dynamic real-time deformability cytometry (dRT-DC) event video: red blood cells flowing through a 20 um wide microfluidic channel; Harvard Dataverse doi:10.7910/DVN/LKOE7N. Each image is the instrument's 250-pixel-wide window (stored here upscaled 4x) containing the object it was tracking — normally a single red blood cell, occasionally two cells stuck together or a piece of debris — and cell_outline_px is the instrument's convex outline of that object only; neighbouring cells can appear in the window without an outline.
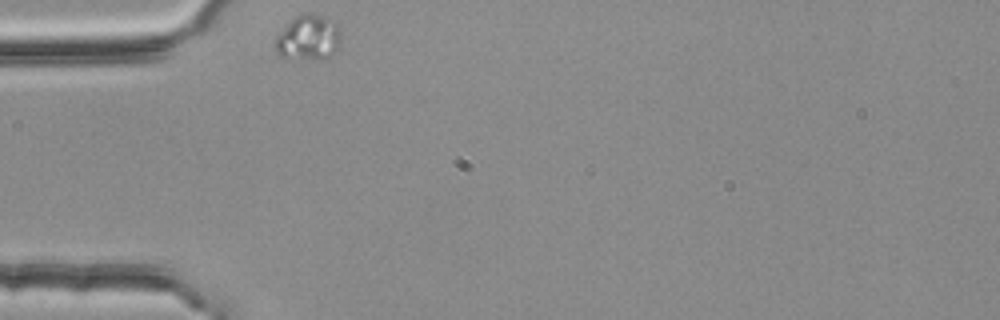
{"species": "common noctule bat (a hibernating species)", "species_latin": "Nyctalus noctula", "temperature_condition": "room temperature", "stored_images_in_passage": 34, "camera_frame_rate_fps": 3000, "um_per_image_px": 0.085, "animal": {"sex": "female", "body_mass_g": 25.1}, "frame": {"image": 1, "passage_image": 1, "time_ms": 0.0, "image_size_px": [1000, 320], "cell_outline_px": [[340, 48], [324, 60], [280, 56], [276, 52], [276, 36], [300, 12], [312, 12], [328, 16], [340, 20]], "centroid_in_image_um": [26.31, 3.14], "position_along_channel_um": 58.7, "area_um2": 17.86}}